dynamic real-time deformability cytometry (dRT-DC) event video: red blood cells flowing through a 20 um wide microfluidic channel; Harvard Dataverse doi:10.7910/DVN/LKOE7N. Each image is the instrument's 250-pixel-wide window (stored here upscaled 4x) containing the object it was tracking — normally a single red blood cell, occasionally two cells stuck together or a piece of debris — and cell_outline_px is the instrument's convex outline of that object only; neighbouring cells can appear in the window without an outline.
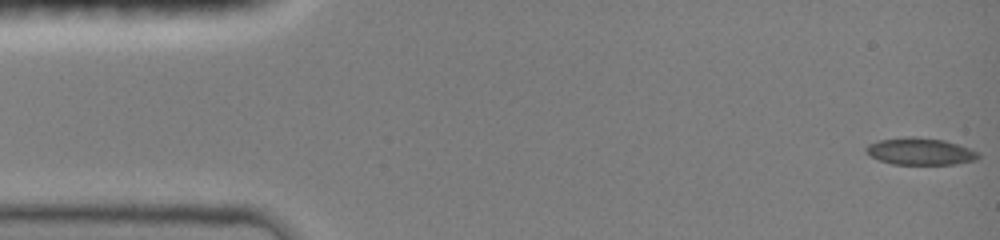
{"species": "common noctule bat (a hibernating species)", "species_latin": "Nyctalus noctula", "temperature_condition": "room temperature", "stored_images_in_passage": 48, "camera_frame_rate_fps": 3000, "um_per_image_px": 0.085, "animal": {"sex": "female", "body_mass_g": 19.0, "forearm_length_mm": 51.5}, "frame": {"image": 1, "passage_image": 1, "time_ms": 0.0, "image_size_px": [1000, 240], "cell_outline_px": [[980, 156], [976, 160], [956, 164], [892, 164], [880, 160], [872, 156], [864, 148], [868, 144], [880, 140], [904, 136], [916, 136], [944, 140], [980, 152]], "centroid_in_image_um": [78.23, 12.86], "position_along_channel_um": 6.8, "area_um2": 17.63}}
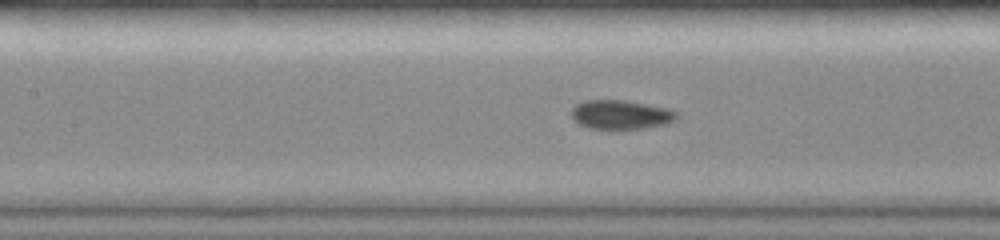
{"frame": {"image": 2, "passage_image": 21, "time_ms": 6.667, "image_size_px": [1000, 240], "cell_outline_px": [[680, 116], [676, 120], [668, 124], [644, 128], [612, 132], [588, 128], [580, 124], [572, 116], [572, 108], [576, 104], [584, 100], [624, 100], [668, 108], [676, 112]], "centroid_in_image_um": [52.79, 9.79], "position_along_channel_um": 154.6, "area_um2": 18.55}}
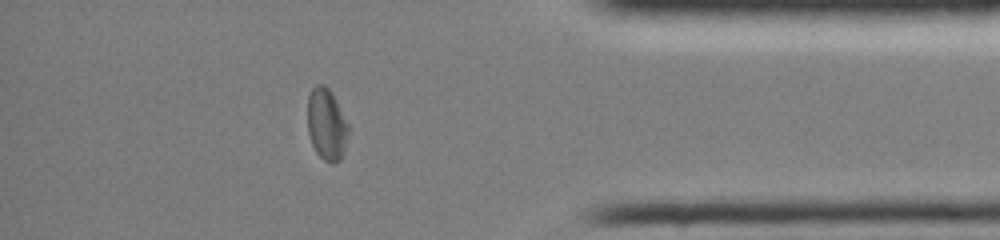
{"frame": {"image": 3, "passage_image": 41, "time_ms": 13.333, "image_size_px": [1000, 240], "cell_outline_px": [[348, 132], [344, 152], [340, 160], [332, 164], [324, 160], [316, 152], [312, 144], [308, 132], [308, 96], [312, 88], [316, 84], [324, 84], [328, 88], [348, 124]], "centroid_in_image_um": [27.74, 10.59], "position_along_channel_um": 407.5, "area_um2": 16.82}, "authors_computed_cell_mechanics": {"area_um2": 17.7446, "velocity_mm_per_s": 4.0306, "shape_relaxation_time_tau1_ms": null, "shape_relaxation_time_tau2_ms": 1.3068, "deformation_change_tau1": null, "deformation_change_tau2": 0.0379}}